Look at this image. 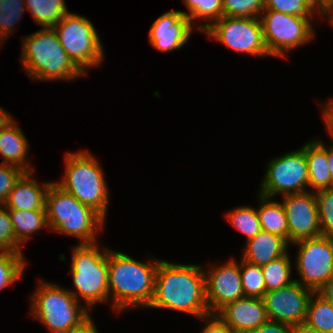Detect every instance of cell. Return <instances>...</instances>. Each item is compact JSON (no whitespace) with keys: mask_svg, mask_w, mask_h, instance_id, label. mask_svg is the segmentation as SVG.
<instances>
[{"mask_svg":"<svg viewBox=\"0 0 333 333\" xmlns=\"http://www.w3.org/2000/svg\"><path fill=\"white\" fill-rule=\"evenodd\" d=\"M251 333H293V326L277 321L268 320Z\"/></svg>","mask_w":333,"mask_h":333,"instance_id":"cell-38","label":"cell"},{"mask_svg":"<svg viewBox=\"0 0 333 333\" xmlns=\"http://www.w3.org/2000/svg\"><path fill=\"white\" fill-rule=\"evenodd\" d=\"M15 238L24 244L43 228H49L46 210H8Z\"/></svg>","mask_w":333,"mask_h":333,"instance_id":"cell-23","label":"cell"},{"mask_svg":"<svg viewBox=\"0 0 333 333\" xmlns=\"http://www.w3.org/2000/svg\"><path fill=\"white\" fill-rule=\"evenodd\" d=\"M28 149V140L16 120L12 119L0 127V155L3 157V164L19 167L24 172H34V167L27 161Z\"/></svg>","mask_w":333,"mask_h":333,"instance_id":"cell-19","label":"cell"},{"mask_svg":"<svg viewBox=\"0 0 333 333\" xmlns=\"http://www.w3.org/2000/svg\"><path fill=\"white\" fill-rule=\"evenodd\" d=\"M264 0H223V16L259 18Z\"/></svg>","mask_w":333,"mask_h":333,"instance_id":"cell-33","label":"cell"},{"mask_svg":"<svg viewBox=\"0 0 333 333\" xmlns=\"http://www.w3.org/2000/svg\"><path fill=\"white\" fill-rule=\"evenodd\" d=\"M288 248L289 243L284 238L261 230L254 238L246 242L242 259L262 267L284 255Z\"/></svg>","mask_w":333,"mask_h":333,"instance_id":"cell-20","label":"cell"},{"mask_svg":"<svg viewBox=\"0 0 333 333\" xmlns=\"http://www.w3.org/2000/svg\"><path fill=\"white\" fill-rule=\"evenodd\" d=\"M293 333H319L316 329L308 326L305 322L293 325Z\"/></svg>","mask_w":333,"mask_h":333,"instance_id":"cell-43","label":"cell"},{"mask_svg":"<svg viewBox=\"0 0 333 333\" xmlns=\"http://www.w3.org/2000/svg\"><path fill=\"white\" fill-rule=\"evenodd\" d=\"M211 265L209 269H204L207 270L205 271L206 300L209 312L216 314L228 303L245 296L239 262L231 258L222 265L214 263Z\"/></svg>","mask_w":333,"mask_h":333,"instance_id":"cell-14","label":"cell"},{"mask_svg":"<svg viewBox=\"0 0 333 333\" xmlns=\"http://www.w3.org/2000/svg\"><path fill=\"white\" fill-rule=\"evenodd\" d=\"M65 169L64 177L55 183L105 220L109 188L97 158L88 150L68 152L65 156Z\"/></svg>","mask_w":333,"mask_h":333,"instance_id":"cell-6","label":"cell"},{"mask_svg":"<svg viewBox=\"0 0 333 333\" xmlns=\"http://www.w3.org/2000/svg\"><path fill=\"white\" fill-rule=\"evenodd\" d=\"M239 268L244 296L262 298L266 293L262 267L241 259Z\"/></svg>","mask_w":333,"mask_h":333,"instance_id":"cell-30","label":"cell"},{"mask_svg":"<svg viewBox=\"0 0 333 333\" xmlns=\"http://www.w3.org/2000/svg\"><path fill=\"white\" fill-rule=\"evenodd\" d=\"M154 260V261H153ZM160 260L136 261L131 256L108 249V289L112 309L119 314L129 307H148L153 297ZM113 295L112 297H110Z\"/></svg>","mask_w":333,"mask_h":333,"instance_id":"cell-2","label":"cell"},{"mask_svg":"<svg viewBox=\"0 0 333 333\" xmlns=\"http://www.w3.org/2000/svg\"><path fill=\"white\" fill-rule=\"evenodd\" d=\"M298 246L295 260L302 286L317 292L333 278V237L320 235L292 243Z\"/></svg>","mask_w":333,"mask_h":333,"instance_id":"cell-11","label":"cell"},{"mask_svg":"<svg viewBox=\"0 0 333 333\" xmlns=\"http://www.w3.org/2000/svg\"><path fill=\"white\" fill-rule=\"evenodd\" d=\"M24 253L0 251V290L23 277L27 265Z\"/></svg>","mask_w":333,"mask_h":333,"instance_id":"cell-29","label":"cell"},{"mask_svg":"<svg viewBox=\"0 0 333 333\" xmlns=\"http://www.w3.org/2000/svg\"><path fill=\"white\" fill-rule=\"evenodd\" d=\"M313 17L263 10L259 19L269 55L284 58L287 51L311 42L315 38L314 27L311 23Z\"/></svg>","mask_w":333,"mask_h":333,"instance_id":"cell-9","label":"cell"},{"mask_svg":"<svg viewBox=\"0 0 333 333\" xmlns=\"http://www.w3.org/2000/svg\"><path fill=\"white\" fill-rule=\"evenodd\" d=\"M317 293L333 305V278L326 282Z\"/></svg>","mask_w":333,"mask_h":333,"instance_id":"cell-41","label":"cell"},{"mask_svg":"<svg viewBox=\"0 0 333 333\" xmlns=\"http://www.w3.org/2000/svg\"><path fill=\"white\" fill-rule=\"evenodd\" d=\"M259 194L267 197L309 191L308 164L302 147L270 159Z\"/></svg>","mask_w":333,"mask_h":333,"instance_id":"cell-10","label":"cell"},{"mask_svg":"<svg viewBox=\"0 0 333 333\" xmlns=\"http://www.w3.org/2000/svg\"><path fill=\"white\" fill-rule=\"evenodd\" d=\"M52 28L70 60L85 76L89 67H100L104 61V47L88 18L70 12Z\"/></svg>","mask_w":333,"mask_h":333,"instance_id":"cell-8","label":"cell"},{"mask_svg":"<svg viewBox=\"0 0 333 333\" xmlns=\"http://www.w3.org/2000/svg\"><path fill=\"white\" fill-rule=\"evenodd\" d=\"M69 333H99L92 317L86 321L80 328L74 329Z\"/></svg>","mask_w":333,"mask_h":333,"instance_id":"cell-42","label":"cell"},{"mask_svg":"<svg viewBox=\"0 0 333 333\" xmlns=\"http://www.w3.org/2000/svg\"><path fill=\"white\" fill-rule=\"evenodd\" d=\"M26 9L39 27L52 28L70 13L65 0H24Z\"/></svg>","mask_w":333,"mask_h":333,"instance_id":"cell-24","label":"cell"},{"mask_svg":"<svg viewBox=\"0 0 333 333\" xmlns=\"http://www.w3.org/2000/svg\"><path fill=\"white\" fill-rule=\"evenodd\" d=\"M24 173L19 167L0 163V206L5 204L10 191Z\"/></svg>","mask_w":333,"mask_h":333,"instance_id":"cell-36","label":"cell"},{"mask_svg":"<svg viewBox=\"0 0 333 333\" xmlns=\"http://www.w3.org/2000/svg\"><path fill=\"white\" fill-rule=\"evenodd\" d=\"M318 16L324 18L333 9V0H311Z\"/></svg>","mask_w":333,"mask_h":333,"instance_id":"cell-40","label":"cell"},{"mask_svg":"<svg viewBox=\"0 0 333 333\" xmlns=\"http://www.w3.org/2000/svg\"><path fill=\"white\" fill-rule=\"evenodd\" d=\"M204 266L160 260L148 308L170 309L200 319L210 314Z\"/></svg>","mask_w":333,"mask_h":333,"instance_id":"cell-1","label":"cell"},{"mask_svg":"<svg viewBox=\"0 0 333 333\" xmlns=\"http://www.w3.org/2000/svg\"><path fill=\"white\" fill-rule=\"evenodd\" d=\"M313 292L296 280L281 289L266 292L262 300L269 320L292 326L304 323Z\"/></svg>","mask_w":333,"mask_h":333,"instance_id":"cell-13","label":"cell"},{"mask_svg":"<svg viewBox=\"0 0 333 333\" xmlns=\"http://www.w3.org/2000/svg\"><path fill=\"white\" fill-rule=\"evenodd\" d=\"M21 63L32 80H75L84 74L74 65L63 49L53 28L22 37Z\"/></svg>","mask_w":333,"mask_h":333,"instance_id":"cell-3","label":"cell"},{"mask_svg":"<svg viewBox=\"0 0 333 333\" xmlns=\"http://www.w3.org/2000/svg\"><path fill=\"white\" fill-rule=\"evenodd\" d=\"M327 162H328L329 170H330V173L332 176V183H333V145L332 144L327 146Z\"/></svg>","mask_w":333,"mask_h":333,"instance_id":"cell-44","label":"cell"},{"mask_svg":"<svg viewBox=\"0 0 333 333\" xmlns=\"http://www.w3.org/2000/svg\"><path fill=\"white\" fill-rule=\"evenodd\" d=\"M46 216L50 230L77 237L79 244L96 243L97 232L105 222L95 210L78 201L73 195L51 182L46 194Z\"/></svg>","mask_w":333,"mask_h":333,"instance_id":"cell-4","label":"cell"},{"mask_svg":"<svg viewBox=\"0 0 333 333\" xmlns=\"http://www.w3.org/2000/svg\"><path fill=\"white\" fill-rule=\"evenodd\" d=\"M206 322L202 333H234L216 314H208L200 318Z\"/></svg>","mask_w":333,"mask_h":333,"instance_id":"cell-37","label":"cell"},{"mask_svg":"<svg viewBox=\"0 0 333 333\" xmlns=\"http://www.w3.org/2000/svg\"><path fill=\"white\" fill-rule=\"evenodd\" d=\"M203 33L236 53L254 57L270 56L264 43L259 18L222 16Z\"/></svg>","mask_w":333,"mask_h":333,"instance_id":"cell-12","label":"cell"},{"mask_svg":"<svg viewBox=\"0 0 333 333\" xmlns=\"http://www.w3.org/2000/svg\"><path fill=\"white\" fill-rule=\"evenodd\" d=\"M281 201L287 217L289 244L321 234L318 204L313 191L286 194Z\"/></svg>","mask_w":333,"mask_h":333,"instance_id":"cell-15","label":"cell"},{"mask_svg":"<svg viewBox=\"0 0 333 333\" xmlns=\"http://www.w3.org/2000/svg\"><path fill=\"white\" fill-rule=\"evenodd\" d=\"M24 7V0H0V46L14 32L13 26L21 20L26 9Z\"/></svg>","mask_w":333,"mask_h":333,"instance_id":"cell-31","label":"cell"},{"mask_svg":"<svg viewBox=\"0 0 333 333\" xmlns=\"http://www.w3.org/2000/svg\"><path fill=\"white\" fill-rule=\"evenodd\" d=\"M21 243L15 238L8 209L0 206V251L23 253Z\"/></svg>","mask_w":333,"mask_h":333,"instance_id":"cell-35","label":"cell"},{"mask_svg":"<svg viewBox=\"0 0 333 333\" xmlns=\"http://www.w3.org/2000/svg\"><path fill=\"white\" fill-rule=\"evenodd\" d=\"M259 215L261 230L281 236L289 243V230L286 212L282 202L259 194Z\"/></svg>","mask_w":333,"mask_h":333,"instance_id":"cell-22","label":"cell"},{"mask_svg":"<svg viewBox=\"0 0 333 333\" xmlns=\"http://www.w3.org/2000/svg\"><path fill=\"white\" fill-rule=\"evenodd\" d=\"M216 315L234 333H251L269 320L262 298L243 297L228 303Z\"/></svg>","mask_w":333,"mask_h":333,"instance_id":"cell-17","label":"cell"},{"mask_svg":"<svg viewBox=\"0 0 333 333\" xmlns=\"http://www.w3.org/2000/svg\"><path fill=\"white\" fill-rule=\"evenodd\" d=\"M322 107L321 112L323 113L324 124L328 130L331 140H333V99H330L326 104H320Z\"/></svg>","mask_w":333,"mask_h":333,"instance_id":"cell-39","label":"cell"},{"mask_svg":"<svg viewBox=\"0 0 333 333\" xmlns=\"http://www.w3.org/2000/svg\"><path fill=\"white\" fill-rule=\"evenodd\" d=\"M33 172H25L15 183L4 204L8 210H46V194L51 182L40 185Z\"/></svg>","mask_w":333,"mask_h":333,"instance_id":"cell-18","label":"cell"},{"mask_svg":"<svg viewBox=\"0 0 333 333\" xmlns=\"http://www.w3.org/2000/svg\"><path fill=\"white\" fill-rule=\"evenodd\" d=\"M194 26L183 11L170 10L159 16L149 30V42L160 52L166 53L184 47Z\"/></svg>","mask_w":333,"mask_h":333,"instance_id":"cell-16","label":"cell"},{"mask_svg":"<svg viewBox=\"0 0 333 333\" xmlns=\"http://www.w3.org/2000/svg\"><path fill=\"white\" fill-rule=\"evenodd\" d=\"M264 10H273L295 16H314L311 0H264Z\"/></svg>","mask_w":333,"mask_h":333,"instance_id":"cell-34","label":"cell"},{"mask_svg":"<svg viewBox=\"0 0 333 333\" xmlns=\"http://www.w3.org/2000/svg\"><path fill=\"white\" fill-rule=\"evenodd\" d=\"M327 18V19H329V24H330V26H333V9L327 14V15H325L324 16V18Z\"/></svg>","mask_w":333,"mask_h":333,"instance_id":"cell-46","label":"cell"},{"mask_svg":"<svg viewBox=\"0 0 333 333\" xmlns=\"http://www.w3.org/2000/svg\"><path fill=\"white\" fill-rule=\"evenodd\" d=\"M12 119L14 118L0 106V127L5 126Z\"/></svg>","mask_w":333,"mask_h":333,"instance_id":"cell-45","label":"cell"},{"mask_svg":"<svg viewBox=\"0 0 333 333\" xmlns=\"http://www.w3.org/2000/svg\"><path fill=\"white\" fill-rule=\"evenodd\" d=\"M98 242L79 244L73 247L71 274L74 291L69 292L91 311L97 303H107L108 289V248H100ZM102 249L101 251L99 250Z\"/></svg>","mask_w":333,"mask_h":333,"instance_id":"cell-7","label":"cell"},{"mask_svg":"<svg viewBox=\"0 0 333 333\" xmlns=\"http://www.w3.org/2000/svg\"><path fill=\"white\" fill-rule=\"evenodd\" d=\"M31 295V311L51 333H69L91 318L90 311L69 290L58 284L42 281Z\"/></svg>","mask_w":333,"mask_h":333,"instance_id":"cell-5","label":"cell"},{"mask_svg":"<svg viewBox=\"0 0 333 333\" xmlns=\"http://www.w3.org/2000/svg\"><path fill=\"white\" fill-rule=\"evenodd\" d=\"M288 251L262 266L266 292L281 289L295 281L291 278L292 263Z\"/></svg>","mask_w":333,"mask_h":333,"instance_id":"cell-26","label":"cell"},{"mask_svg":"<svg viewBox=\"0 0 333 333\" xmlns=\"http://www.w3.org/2000/svg\"><path fill=\"white\" fill-rule=\"evenodd\" d=\"M305 323L319 333H333V305L317 292H313L308 303Z\"/></svg>","mask_w":333,"mask_h":333,"instance_id":"cell-25","label":"cell"},{"mask_svg":"<svg viewBox=\"0 0 333 333\" xmlns=\"http://www.w3.org/2000/svg\"><path fill=\"white\" fill-rule=\"evenodd\" d=\"M308 164L309 186L315 192L333 188L332 176L327 162V146L317 139L302 146Z\"/></svg>","mask_w":333,"mask_h":333,"instance_id":"cell-21","label":"cell"},{"mask_svg":"<svg viewBox=\"0 0 333 333\" xmlns=\"http://www.w3.org/2000/svg\"><path fill=\"white\" fill-rule=\"evenodd\" d=\"M226 219L232 227L246 236V241L261 231L257 209L252 206H238L226 213Z\"/></svg>","mask_w":333,"mask_h":333,"instance_id":"cell-28","label":"cell"},{"mask_svg":"<svg viewBox=\"0 0 333 333\" xmlns=\"http://www.w3.org/2000/svg\"><path fill=\"white\" fill-rule=\"evenodd\" d=\"M189 10L184 12L192 24V19L207 21L197 25L202 33L223 16V0H183ZM210 21V22H209Z\"/></svg>","mask_w":333,"mask_h":333,"instance_id":"cell-27","label":"cell"},{"mask_svg":"<svg viewBox=\"0 0 333 333\" xmlns=\"http://www.w3.org/2000/svg\"><path fill=\"white\" fill-rule=\"evenodd\" d=\"M318 204L321 234L333 237V188L314 192Z\"/></svg>","mask_w":333,"mask_h":333,"instance_id":"cell-32","label":"cell"}]
</instances>
